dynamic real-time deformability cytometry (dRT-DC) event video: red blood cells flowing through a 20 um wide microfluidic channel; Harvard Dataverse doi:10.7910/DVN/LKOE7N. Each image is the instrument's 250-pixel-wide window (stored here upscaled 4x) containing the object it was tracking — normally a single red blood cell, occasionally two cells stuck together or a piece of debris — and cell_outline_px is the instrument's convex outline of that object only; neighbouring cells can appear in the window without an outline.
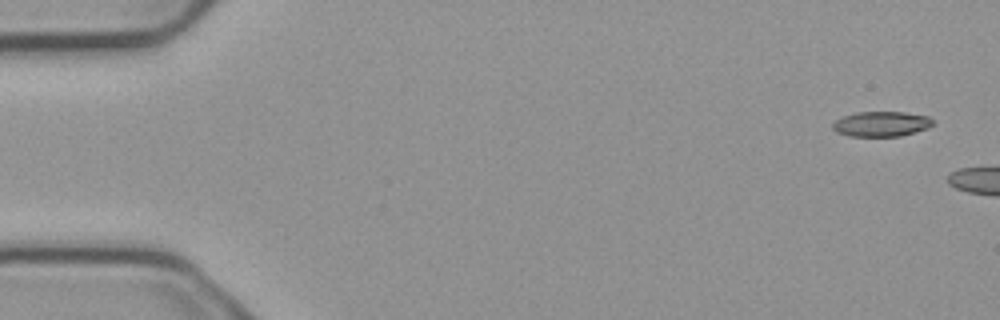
{"species": "common noctule bat (a hibernating species)", "species_latin": "Nyctalus noctula", "temperature_condition": "cold", "stored_images_in_passage": 6, "segment_of_instrument_passage": [2, 2], "camera_frame_rate_fps": 3000, "um_per_image_px": 0.085, "animal": {"sex": "male", "body_mass_g": 23.1, "forearm_length_mm": 52.7}, "frame": {"image": 1, "passage_image": 6, "time_ms": 1.667, "image_size_px": [1000, 320], "cell_outline_px": [[936, 124], [928, 128], [916, 132], [900, 136], [848, 136], [836, 132], [832, 128], [832, 124], [836, 120], [844, 116], [856, 112], [904, 112], [928, 116]], "centroid_in_image_um": [74.93, 10.54], "position_along_channel_um": 10.1, "area_um2": 14.74}}